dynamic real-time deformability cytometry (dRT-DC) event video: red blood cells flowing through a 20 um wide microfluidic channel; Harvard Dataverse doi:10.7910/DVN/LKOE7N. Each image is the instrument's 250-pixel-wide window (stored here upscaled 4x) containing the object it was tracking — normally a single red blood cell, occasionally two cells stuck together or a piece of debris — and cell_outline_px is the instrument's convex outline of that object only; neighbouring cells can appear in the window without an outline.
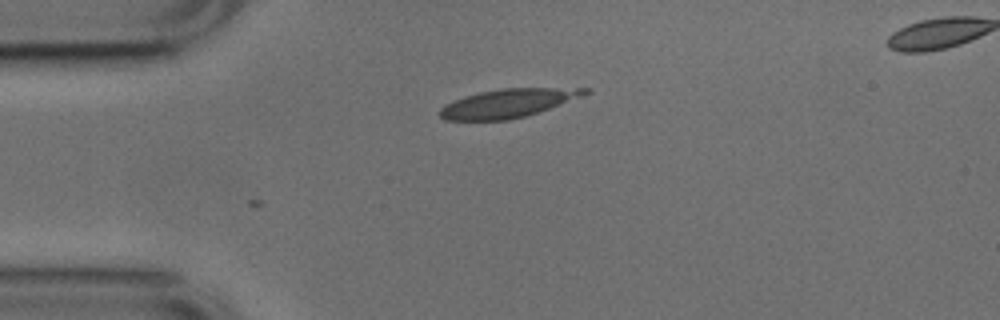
{"species": "common noctule bat (a hibernating species)", "species_latin": "Nyctalus noctula", "temperature_condition": "cold", "stored_images_in_passage": 3, "camera_frame_rate_fps": 3000, "um_per_image_px": 0.085, "animal": {"sex": "male", "body_mass_g": 17.9, "forearm_length_mm": 54.2}, "frame": {"image": 1, "passage_image": 3, "time_ms": 0.667, "image_size_px": [1000, 320], "cell_outline_px": [[592, 92], [548, 108], [524, 116], [508, 120], [444, 120], [440, 116], [440, 108], [444, 104], [452, 100], [464, 96], [480, 92], [500, 88], [592, 88]], "centroid_in_image_um": [43.13, 8.76], "position_along_channel_um": 41.9, "area_um2": 23.93}}